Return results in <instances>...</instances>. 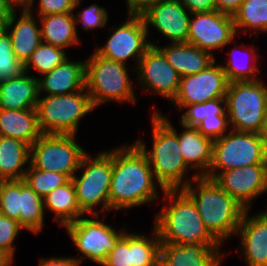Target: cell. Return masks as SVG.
Returning <instances> with one entry per match:
<instances>
[{"label":"cell","mask_w":267,"mask_h":266,"mask_svg":"<svg viewBox=\"0 0 267 266\" xmlns=\"http://www.w3.org/2000/svg\"><path fill=\"white\" fill-rule=\"evenodd\" d=\"M24 72V65L13 52L10 34L4 28L0 32V81L20 76Z\"/></svg>","instance_id":"d590c367"},{"label":"cell","mask_w":267,"mask_h":266,"mask_svg":"<svg viewBox=\"0 0 267 266\" xmlns=\"http://www.w3.org/2000/svg\"><path fill=\"white\" fill-rule=\"evenodd\" d=\"M152 146L148 150L144 139L134 143L146 155L156 181L164 190L183 189L198 175L184 161L177 135L156 115L151 113Z\"/></svg>","instance_id":"277c9868"},{"label":"cell","mask_w":267,"mask_h":266,"mask_svg":"<svg viewBox=\"0 0 267 266\" xmlns=\"http://www.w3.org/2000/svg\"><path fill=\"white\" fill-rule=\"evenodd\" d=\"M237 46L234 44L232 50H227L226 54L229 55L227 58L228 60L226 59L227 62H225V65L223 63L221 64L227 81L230 83L235 81H255L261 79V77L258 75L261 73V70L259 69L260 63H258L260 61V57L256 51V47H253L255 44H251L248 46V48H245L247 47L245 43H238ZM239 49L244 50L243 52L245 56Z\"/></svg>","instance_id":"f546056e"},{"label":"cell","mask_w":267,"mask_h":266,"mask_svg":"<svg viewBox=\"0 0 267 266\" xmlns=\"http://www.w3.org/2000/svg\"><path fill=\"white\" fill-rule=\"evenodd\" d=\"M250 212L245 211L236 231L240 244L235 251L247 266H267V215L263 210L253 216Z\"/></svg>","instance_id":"ffe728a7"},{"label":"cell","mask_w":267,"mask_h":266,"mask_svg":"<svg viewBox=\"0 0 267 266\" xmlns=\"http://www.w3.org/2000/svg\"><path fill=\"white\" fill-rule=\"evenodd\" d=\"M153 106L155 109L152 110L153 114H156L177 135L183 159L193 172L195 171L193 174L199 177L205 176L212 163L213 140L201 134L196 127L182 124L179 125L182 131L178 133L169 117L161 113L155 104Z\"/></svg>","instance_id":"d6986e66"},{"label":"cell","mask_w":267,"mask_h":266,"mask_svg":"<svg viewBox=\"0 0 267 266\" xmlns=\"http://www.w3.org/2000/svg\"><path fill=\"white\" fill-rule=\"evenodd\" d=\"M42 134L36 108L0 109V136L18 139L31 146Z\"/></svg>","instance_id":"484cf974"},{"label":"cell","mask_w":267,"mask_h":266,"mask_svg":"<svg viewBox=\"0 0 267 266\" xmlns=\"http://www.w3.org/2000/svg\"><path fill=\"white\" fill-rule=\"evenodd\" d=\"M37 77L23 72L20 76L0 81V109L36 108L40 96Z\"/></svg>","instance_id":"cb8c5ba5"},{"label":"cell","mask_w":267,"mask_h":266,"mask_svg":"<svg viewBox=\"0 0 267 266\" xmlns=\"http://www.w3.org/2000/svg\"><path fill=\"white\" fill-rule=\"evenodd\" d=\"M221 248L222 245L161 244L160 266H221L228 254L220 252Z\"/></svg>","instance_id":"44dd1931"},{"label":"cell","mask_w":267,"mask_h":266,"mask_svg":"<svg viewBox=\"0 0 267 266\" xmlns=\"http://www.w3.org/2000/svg\"><path fill=\"white\" fill-rule=\"evenodd\" d=\"M19 11V16L16 11L12 14L5 29L10 34L15 56L25 65L42 43L41 27L38 16L32 15L26 8H20Z\"/></svg>","instance_id":"7402d4cb"},{"label":"cell","mask_w":267,"mask_h":266,"mask_svg":"<svg viewBox=\"0 0 267 266\" xmlns=\"http://www.w3.org/2000/svg\"><path fill=\"white\" fill-rule=\"evenodd\" d=\"M228 84L221 64L215 60L205 70L181 77L178 93L171 104L181 111L185 105L225 98Z\"/></svg>","instance_id":"2e32d148"},{"label":"cell","mask_w":267,"mask_h":266,"mask_svg":"<svg viewBox=\"0 0 267 266\" xmlns=\"http://www.w3.org/2000/svg\"><path fill=\"white\" fill-rule=\"evenodd\" d=\"M237 35L249 32L256 38L258 33H267V0H243L232 16Z\"/></svg>","instance_id":"4dcf8cb0"},{"label":"cell","mask_w":267,"mask_h":266,"mask_svg":"<svg viewBox=\"0 0 267 266\" xmlns=\"http://www.w3.org/2000/svg\"><path fill=\"white\" fill-rule=\"evenodd\" d=\"M267 164V151L259 134L230 130L213 140L212 163L204 176L214 179L221 171Z\"/></svg>","instance_id":"9c48e42d"},{"label":"cell","mask_w":267,"mask_h":266,"mask_svg":"<svg viewBox=\"0 0 267 266\" xmlns=\"http://www.w3.org/2000/svg\"><path fill=\"white\" fill-rule=\"evenodd\" d=\"M66 53L67 51L62 48L42 42L24 65V72L30 74L34 70L39 77L49 73L69 58Z\"/></svg>","instance_id":"d6a6232c"},{"label":"cell","mask_w":267,"mask_h":266,"mask_svg":"<svg viewBox=\"0 0 267 266\" xmlns=\"http://www.w3.org/2000/svg\"><path fill=\"white\" fill-rule=\"evenodd\" d=\"M22 230L18 221L0 213V252L12 263H14V253H16L14 242Z\"/></svg>","instance_id":"f35d334b"},{"label":"cell","mask_w":267,"mask_h":266,"mask_svg":"<svg viewBox=\"0 0 267 266\" xmlns=\"http://www.w3.org/2000/svg\"><path fill=\"white\" fill-rule=\"evenodd\" d=\"M13 263L0 252V266H12Z\"/></svg>","instance_id":"681fc988"},{"label":"cell","mask_w":267,"mask_h":266,"mask_svg":"<svg viewBox=\"0 0 267 266\" xmlns=\"http://www.w3.org/2000/svg\"><path fill=\"white\" fill-rule=\"evenodd\" d=\"M126 17V21L123 20L116 28L108 27L111 34L105 44L96 45L94 51L104 58L125 65L132 59L135 66H131V71L134 70L135 73L139 60L152 45L142 16L127 13Z\"/></svg>","instance_id":"7c38bea8"},{"label":"cell","mask_w":267,"mask_h":266,"mask_svg":"<svg viewBox=\"0 0 267 266\" xmlns=\"http://www.w3.org/2000/svg\"><path fill=\"white\" fill-rule=\"evenodd\" d=\"M82 10V11H81ZM73 13L76 24V33L79 36L77 24H80L84 31H94L97 28H106L108 26L109 13L103 6L91 4L88 7Z\"/></svg>","instance_id":"74e56055"},{"label":"cell","mask_w":267,"mask_h":266,"mask_svg":"<svg viewBox=\"0 0 267 266\" xmlns=\"http://www.w3.org/2000/svg\"><path fill=\"white\" fill-rule=\"evenodd\" d=\"M196 129L212 140L221 138L231 130L227 114L217 115L215 118H205L196 126Z\"/></svg>","instance_id":"60d3db41"},{"label":"cell","mask_w":267,"mask_h":266,"mask_svg":"<svg viewBox=\"0 0 267 266\" xmlns=\"http://www.w3.org/2000/svg\"><path fill=\"white\" fill-rule=\"evenodd\" d=\"M31 0L27 6V10L35 16L42 17L54 14L74 13L80 8L82 0ZM38 4V8L34 6ZM35 7V14L33 8ZM37 14V15H36Z\"/></svg>","instance_id":"ab89813d"},{"label":"cell","mask_w":267,"mask_h":266,"mask_svg":"<svg viewBox=\"0 0 267 266\" xmlns=\"http://www.w3.org/2000/svg\"><path fill=\"white\" fill-rule=\"evenodd\" d=\"M29 164V145L18 139L0 136V181L23 180Z\"/></svg>","instance_id":"4316f807"},{"label":"cell","mask_w":267,"mask_h":266,"mask_svg":"<svg viewBox=\"0 0 267 266\" xmlns=\"http://www.w3.org/2000/svg\"><path fill=\"white\" fill-rule=\"evenodd\" d=\"M15 11H18V9L12 2L9 0H0V21L4 25Z\"/></svg>","instance_id":"bcb514c9"},{"label":"cell","mask_w":267,"mask_h":266,"mask_svg":"<svg viewBox=\"0 0 267 266\" xmlns=\"http://www.w3.org/2000/svg\"><path fill=\"white\" fill-rule=\"evenodd\" d=\"M179 124L196 127L205 118H215L217 115L227 114L226 98H216L204 103L185 105L182 109Z\"/></svg>","instance_id":"836d02e7"},{"label":"cell","mask_w":267,"mask_h":266,"mask_svg":"<svg viewBox=\"0 0 267 266\" xmlns=\"http://www.w3.org/2000/svg\"><path fill=\"white\" fill-rule=\"evenodd\" d=\"M191 13H201L216 10L215 0H180Z\"/></svg>","instance_id":"b9f144b4"},{"label":"cell","mask_w":267,"mask_h":266,"mask_svg":"<svg viewBox=\"0 0 267 266\" xmlns=\"http://www.w3.org/2000/svg\"><path fill=\"white\" fill-rule=\"evenodd\" d=\"M42 42L64 50L79 46L80 37L76 33L73 13L54 14L39 17Z\"/></svg>","instance_id":"83f0119b"},{"label":"cell","mask_w":267,"mask_h":266,"mask_svg":"<svg viewBox=\"0 0 267 266\" xmlns=\"http://www.w3.org/2000/svg\"><path fill=\"white\" fill-rule=\"evenodd\" d=\"M135 74V84L142 87L143 92L158 95L168 102L176 97L181 77L158 47L151 46L146 51L138 62Z\"/></svg>","instance_id":"4fadbf2b"},{"label":"cell","mask_w":267,"mask_h":266,"mask_svg":"<svg viewBox=\"0 0 267 266\" xmlns=\"http://www.w3.org/2000/svg\"><path fill=\"white\" fill-rule=\"evenodd\" d=\"M216 10L226 13L228 15H234V13L240 8L243 0H215Z\"/></svg>","instance_id":"ee69618b"},{"label":"cell","mask_w":267,"mask_h":266,"mask_svg":"<svg viewBox=\"0 0 267 266\" xmlns=\"http://www.w3.org/2000/svg\"><path fill=\"white\" fill-rule=\"evenodd\" d=\"M21 180L0 181V213L20 224Z\"/></svg>","instance_id":"8d00e7d4"},{"label":"cell","mask_w":267,"mask_h":266,"mask_svg":"<svg viewBox=\"0 0 267 266\" xmlns=\"http://www.w3.org/2000/svg\"><path fill=\"white\" fill-rule=\"evenodd\" d=\"M213 180L247 210H251L254 200L267 193V164L221 171Z\"/></svg>","instance_id":"ac0fdd59"},{"label":"cell","mask_w":267,"mask_h":266,"mask_svg":"<svg viewBox=\"0 0 267 266\" xmlns=\"http://www.w3.org/2000/svg\"><path fill=\"white\" fill-rule=\"evenodd\" d=\"M43 207L45 215L46 210L54 214L53 221L58 222L60 228L85 215L78 206L75 186L71 179L47 194L43 198Z\"/></svg>","instance_id":"f1b7e54d"},{"label":"cell","mask_w":267,"mask_h":266,"mask_svg":"<svg viewBox=\"0 0 267 266\" xmlns=\"http://www.w3.org/2000/svg\"><path fill=\"white\" fill-rule=\"evenodd\" d=\"M127 6L126 13L140 14L147 6L157 0H124Z\"/></svg>","instance_id":"f6af8a7d"},{"label":"cell","mask_w":267,"mask_h":266,"mask_svg":"<svg viewBox=\"0 0 267 266\" xmlns=\"http://www.w3.org/2000/svg\"><path fill=\"white\" fill-rule=\"evenodd\" d=\"M86 61L66 59L38 78L40 95H66L85 88Z\"/></svg>","instance_id":"603a6c76"},{"label":"cell","mask_w":267,"mask_h":266,"mask_svg":"<svg viewBox=\"0 0 267 266\" xmlns=\"http://www.w3.org/2000/svg\"><path fill=\"white\" fill-rule=\"evenodd\" d=\"M182 190L195 203L206 229L221 245L235 236L247 209L213 179L197 177Z\"/></svg>","instance_id":"3957f363"},{"label":"cell","mask_w":267,"mask_h":266,"mask_svg":"<svg viewBox=\"0 0 267 266\" xmlns=\"http://www.w3.org/2000/svg\"><path fill=\"white\" fill-rule=\"evenodd\" d=\"M267 83L230 82L226 92V108L231 130L259 134L267 114Z\"/></svg>","instance_id":"ba28073f"},{"label":"cell","mask_w":267,"mask_h":266,"mask_svg":"<svg viewBox=\"0 0 267 266\" xmlns=\"http://www.w3.org/2000/svg\"><path fill=\"white\" fill-rule=\"evenodd\" d=\"M99 216V214L83 215L77 221L64 226L70 241L81 254L73 256L80 264L87 259L101 265L117 240L127 230L126 223L122 229L120 228L121 231L119 228L116 230L115 227L110 226V223L102 221Z\"/></svg>","instance_id":"30bf717a"},{"label":"cell","mask_w":267,"mask_h":266,"mask_svg":"<svg viewBox=\"0 0 267 266\" xmlns=\"http://www.w3.org/2000/svg\"><path fill=\"white\" fill-rule=\"evenodd\" d=\"M91 155L89 151L84 155L71 180L75 186L78 206L85 215L106 214L107 211L110 212L112 150L105 148L95 157ZM97 206L100 211L96 209Z\"/></svg>","instance_id":"8992f818"},{"label":"cell","mask_w":267,"mask_h":266,"mask_svg":"<svg viewBox=\"0 0 267 266\" xmlns=\"http://www.w3.org/2000/svg\"><path fill=\"white\" fill-rule=\"evenodd\" d=\"M86 61L85 87L94 107L104 103H137V94L125 64L109 60L94 50Z\"/></svg>","instance_id":"5b68a950"},{"label":"cell","mask_w":267,"mask_h":266,"mask_svg":"<svg viewBox=\"0 0 267 266\" xmlns=\"http://www.w3.org/2000/svg\"><path fill=\"white\" fill-rule=\"evenodd\" d=\"M86 87L66 95L39 96L36 110L43 134L77 135L81 119L95 110Z\"/></svg>","instance_id":"52a82bcc"},{"label":"cell","mask_w":267,"mask_h":266,"mask_svg":"<svg viewBox=\"0 0 267 266\" xmlns=\"http://www.w3.org/2000/svg\"><path fill=\"white\" fill-rule=\"evenodd\" d=\"M43 198L21 180L20 226L34 235L41 234L45 224Z\"/></svg>","instance_id":"1f68e13d"},{"label":"cell","mask_w":267,"mask_h":266,"mask_svg":"<svg viewBox=\"0 0 267 266\" xmlns=\"http://www.w3.org/2000/svg\"><path fill=\"white\" fill-rule=\"evenodd\" d=\"M236 36L232 15L217 10L190 15L187 42L209 52L213 57L215 51L232 44Z\"/></svg>","instance_id":"5bb4252c"},{"label":"cell","mask_w":267,"mask_h":266,"mask_svg":"<svg viewBox=\"0 0 267 266\" xmlns=\"http://www.w3.org/2000/svg\"><path fill=\"white\" fill-rule=\"evenodd\" d=\"M260 139L265 147V150L267 151V114L264 118L262 128L259 132Z\"/></svg>","instance_id":"7dc6e473"},{"label":"cell","mask_w":267,"mask_h":266,"mask_svg":"<svg viewBox=\"0 0 267 266\" xmlns=\"http://www.w3.org/2000/svg\"><path fill=\"white\" fill-rule=\"evenodd\" d=\"M149 235L126 230L101 266H160V239L153 227Z\"/></svg>","instance_id":"9a60e30c"},{"label":"cell","mask_w":267,"mask_h":266,"mask_svg":"<svg viewBox=\"0 0 267 266\" xmlns=\"http://www.w3.org/2000/svg\"><path fill=\"white\" fill-rule=\"evenodd\" d=\"M38 266H81L73 256L46 257L39 259Z\"/></svg>","instance_id":"7bdbcfd3"},{"label":"cell","mask_w":267,"mask_h":266,"mask_svg":"<svg viewBox=\"0 0 267 266\" xmlns=\"http://www.w3.org/2000/svg\"><path fill=\"white\" fill-rule=\"evenodd\" d=\"M163 209L156 212L154 228L161 244L221 245L206 229L195 203L182 190H164Z\"/></svg>","instance_id":"7a4b0ae2"},{"label":"cell","mask_w":267,"mask_h":266,"mask_svg":"<svg viewBox=\"0 0 267 266\" xmlns=\"http://www.w3.org/2000/svg\"><path fill=\"white\" fill-rule=\"evenodd\" d=\"M5 28V25L0 21V32Z\"/></svg>","instance_id":"f907efd6"},{"label":"cell","mask_w":267,"mask_h":266,"mask_svg":"<svg viewBox=\"0 0 267 266\" xmlns=\"http://www.w3.org/2000/svg\"><path fill=\"white\" fill-rule=\"evenodd\" d=\"M23 180L39 196L44 198L57 187L67 183L70 179L65 174L40 170L29 164Z\"/></svg>","instance_id":"e575fe53"},{"label":"cell","mask_w":267,"mask_h":266,"mask_svg":"<svg viewBox=\"0 0 267 266\" xmlns=\"http://www.w3.org/2000/svg\"><path fill=\"white\" fill-rule=\"evenodd\" d=\"M16 6L18 9L27 8L31 0H9Z\"/></svg>","instance_id":"c3c4849f"},{"label":"cell","mask_w":267,"mask_h":266,"mask_svg":"<svg viewBox=\"0 0 267 266\" xmlns=\"http://www.w3.org/2000/svg\"><path fill=\"white\" fill-rule=\"evenodd\" d=\"M160 40L151 42L152 46L158 47L166 56L168 62L179 73L180 77L196 74L205 70L216 58L188 42L169 43L160 46ZM159 46H158V45Z\"/></svg>","instance_id":"d4e9b609"},{"label":"cell","mask_w":267,"mask_h":266,"mask_svg":"<svg viewBox=\"0 0 267 266\" xmlns=\"http://www.w3.org/2000/svg\"><path fill=\"white\" fill-rule=\"evenodd\" d=\"M148 37L149 28L162 34L170 43L187 42L191 13L180 0H157L141 13Z\"/></svg>","instance_id":"e0dca14e"},{"label":"cell","mask_w":267,"mask_h":266,"mask_svg":"<svg viewBox=\"0 0 267 266\" xmlns=\"http://www.w3.org/2000/svg\"><path fill=\"white\" fill-rule=\"evenodd\" d=\"M118 146L112 148L110 212L159 201L158 194L164 189L156 181L146 155L134 142Z\"/></svg>","instance_id":"6da1fadb"},{"label":"cell","mask_w":267,"mask_h":266,"mask_svg":"<svg viewBox=\"0 0 267 266\" xmlns=\"http://www.w3.org/2000/svg\"><path fill=\"white\" fill-rule=\"evenodd\" d=\"M77 135L42 134L30 146V164L37 169L65 174L71 179L87 150Z\"/></svg>","instance_id":"8fae6325"}]
</instances>
